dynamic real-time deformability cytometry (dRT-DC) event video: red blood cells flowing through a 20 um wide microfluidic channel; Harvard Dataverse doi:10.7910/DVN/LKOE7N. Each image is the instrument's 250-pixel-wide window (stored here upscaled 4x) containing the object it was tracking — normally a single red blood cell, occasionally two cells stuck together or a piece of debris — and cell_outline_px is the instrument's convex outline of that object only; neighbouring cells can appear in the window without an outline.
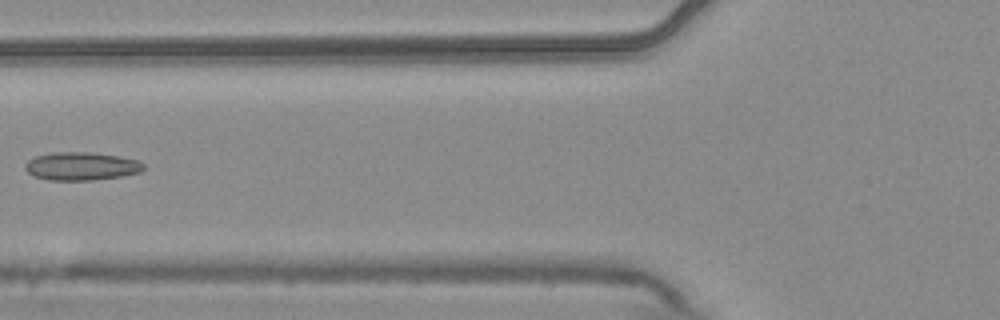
{"species": "common noctule bat (a hibernating species)", "species_latin": "Nyctalus noctula", "temperature_condition": "warm", "stored_images_in_passage": 6, "camera_frame_rate_fps": 3000, "um_per_image_px": 0.085, "animal": {"sex": "male", "body_mass_g": 20.4}, "frame": {"image": 1, "passage_image": 5, "time_ms": 1.333, "image_size_px": [1000, 320], "cell_outline_px": [[144, 168], [140, 172], [120, 176], [92, 180], [48, 180], [36, 176], [28, 172], [24, 168], [24, 164], [28, 160], [36, 156], [56, 152], [84, 152], [116, 156], [136, 160], [144, 164]], "centroid_in_image_um": [6.88, 14.13], "position_along_channel_um": 118.9, "area_um2": 19.07}}
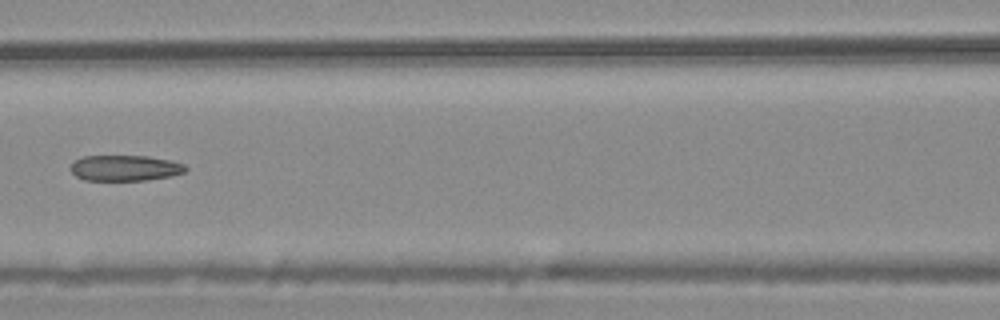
{"frame": {"image": 2, "passage_image": 6, "time_ms": 1.667, "image_size_px": [1000, 320], "cell_outline_px": [[188, 168], [184, 172], [172, 176], [148, 180], [84, 180], [76, 176], [72, 172], [72, 164], [76, 160], [84, 156], [148, 156], [172, 160], [184, 164]], "centroid_in_image_um": [10.68, 14.28], "position_along_channel_um": 155.9, "area_um2": 17.22}}